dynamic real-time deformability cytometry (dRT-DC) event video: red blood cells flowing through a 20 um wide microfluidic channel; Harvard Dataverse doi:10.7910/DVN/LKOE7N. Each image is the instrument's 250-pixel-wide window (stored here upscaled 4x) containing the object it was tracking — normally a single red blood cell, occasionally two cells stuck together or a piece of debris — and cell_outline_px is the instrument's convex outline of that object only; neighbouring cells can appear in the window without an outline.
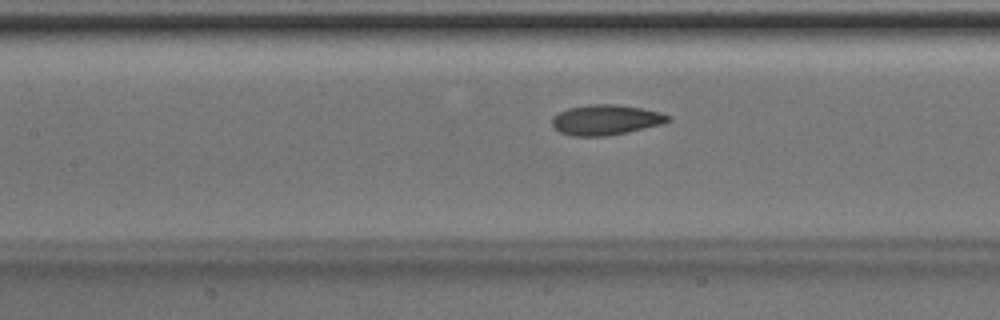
{"species": "Egyptian fruit bat (a non-hibernating species)", "species_latin": "Rousettus aegyptiacus", "temperature_condition": "room temperature", "stored_images_in_passage": 17, "camera_frame_rate_fps": 3000, "um_per_image_px": 0.085, "animal": {"sex": "male"}, "frame": {"image": 1, "passage_image": 15, "time_ms": 4.667, "image_size_px": [1000, 320], "cell_outline_px": [[672, 120], [664, 124], [628, 132], [608, 136], [572, 136], [560, 132], [552, 124], [552, 116], [568, 108], [588, 104], [616, 104], [640, 108], [660, 112], [672, 116]], "centroid_in_image_um": [51.53, 10.19], "position_along_channel_um": 155.9, "area_um2": 20.63}}